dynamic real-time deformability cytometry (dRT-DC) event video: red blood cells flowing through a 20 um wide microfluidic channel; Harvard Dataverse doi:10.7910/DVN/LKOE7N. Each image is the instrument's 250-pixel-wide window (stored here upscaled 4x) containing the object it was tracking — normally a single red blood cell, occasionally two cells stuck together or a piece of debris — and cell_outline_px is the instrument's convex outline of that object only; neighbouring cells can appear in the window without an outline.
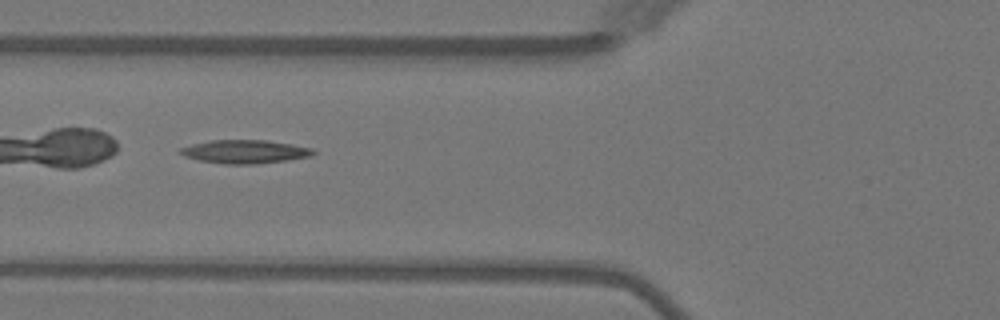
{"species": "Egyptian fruit bat (a non-hibernating species)", "species_latin": "Rousettus aegyptiacus", "temperature_condition": "warm", "stored_images_in_passage": 7, "camera_frame_rate_fps": 3000, "um_per_image_px": 0.085, "animal": {"sex": "female"}, "frame": {"image": 1, "passage_image": 4, "time_ms": 5.333, "image_size_px": [1000, 320], "cell_outline_px": [[316, 152], [312, 156], [288, 160], [256, 164], [224, 164], [200, 160], [184, 156], [180, 152], [180, 148], [192, 144], [212, 140], [264, 140], [292, 144], [312, 148]], "centroid_in_image_um": [20.85, 12.89], "position_along_channel_um": 105.0, "area_um2": 18.09}}
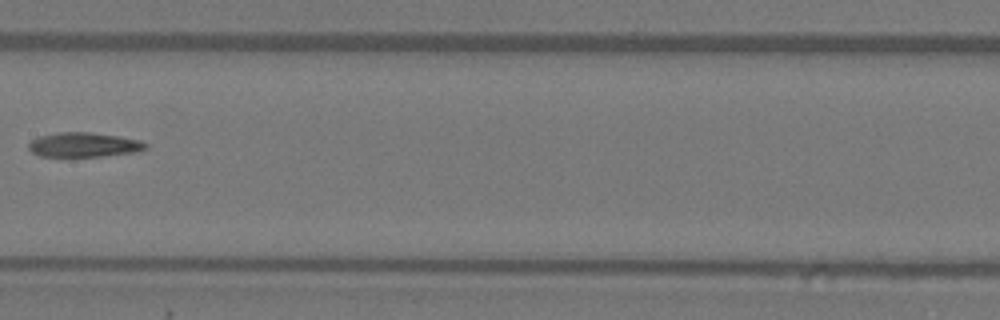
{"frame": {"image": 2, "passage_image": 6, "time_ms": 7.667, "image_size_px": [1000, 320], "cell_outline_px": [[148, 148], [132, 152], [100, 156], [40, 156], [32, 152], [28, 148], [28, 144], [32, 140], [40, 136], [60, 132], [88, 132], [120, 136], [140, 140], [148, 144]], "centroid_in_image_um": [7.13, 12.3], "position_along_channel_um": 200.3, "area_um2": 16.53}}
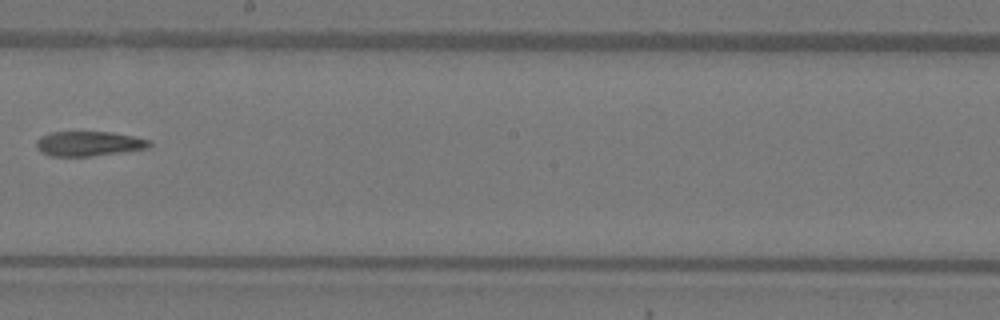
{"frame": {"image": 3, "passage_image": 7, "time_ms": 8.667, "image_size_px": [1000, 320], "cell_outline_px": [[152, 144], [148, 148], [92, 156], [52, 156], [40, 152], [36, 148], [36, 140], [40, 136], [52, 132], [112, 132], [152, 140]], "centroid_in_image_um": [7.53, 12.21], "position_along_channel_um": 240.7, "area_um2": 16.36}}